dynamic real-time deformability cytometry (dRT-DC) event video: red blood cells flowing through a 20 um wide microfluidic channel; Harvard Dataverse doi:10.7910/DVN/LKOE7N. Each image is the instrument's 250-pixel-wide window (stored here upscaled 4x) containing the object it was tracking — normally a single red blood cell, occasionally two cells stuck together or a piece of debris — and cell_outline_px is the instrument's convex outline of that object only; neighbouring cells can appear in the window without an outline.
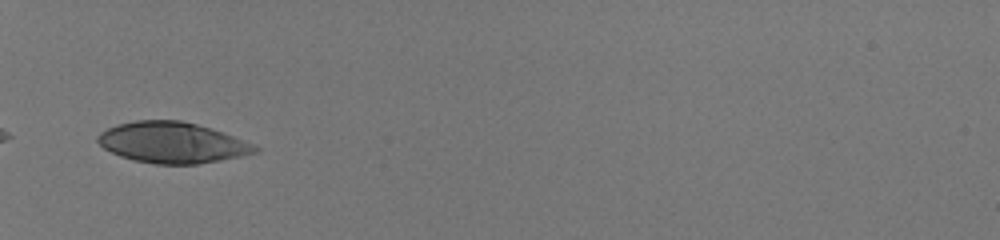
{"species": "human", "species_latin": "Homo sapiens", "temperature_condition": "room temperature", "stored_images_in_passage": 20, "camera_frame_rate_fps": 3000, "um_per_image_px": 0.085, "donor": {"sex": "male"}, "frame": {"image": 1, "passage_image": 1, "time_ms": 0.0, "image_size_px": [1000, 240], "cell_outline_px": [[260, 148], [256, 152], [220, 160], [196, 164], [156, 164], [136, 160], [120, 156], [104, 148], [96, 140], [96, 136], [100, 132], [108, 128], [120, 124], [136, 120], [180, 120], [196, 124], [232, 136], [252, 144]], "centroid_in_image_um": [14.59, 12.12], "position_along_channel_um": 70.4, "area_um2": 36.82}}
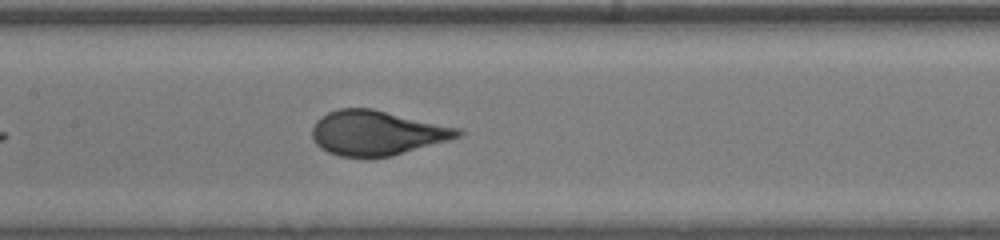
{"frame": {"image": 2, "passage_image": 10, "time_ms": 3.0, "image_size_px": [1000, 240], "cell_outline_px": [[464, 132], [460, 136], [448, 140], [392, 156], [340, 156], [328, 152], [320, 148], [312, 140], [312, 128], [316, 120], [320, 116], [336, 108], [372, 108], [460, 128]], "centroid_in_image_um": [32.0, 11.28], "position_along_channel_um": 175.4, "area_um2": 37.86}}
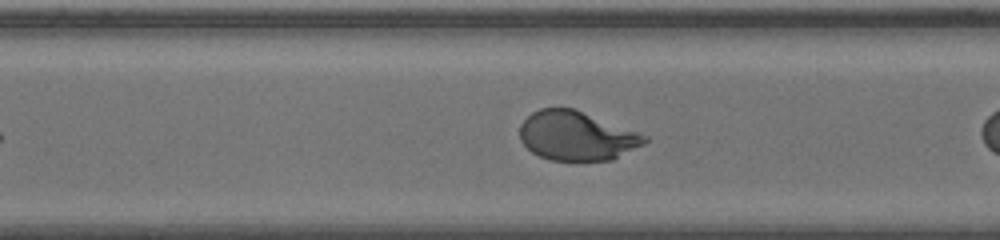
{"frame": {"image": 3, "passage_image": 18, "time_ms": 5.667, "image_size_px": [1000, 240], "cell_outline_px": [[648, 140], [644, 144], [612, 160], [548, 160], [532, 152], [520, 140], [520, 124], [532, 112], [540, 108], [572, 108], [648, 136]], "centroid_in_image_um": [48.99, 11.55], "position_along_channel_um": 321.6, "area_um2": 35.37}}